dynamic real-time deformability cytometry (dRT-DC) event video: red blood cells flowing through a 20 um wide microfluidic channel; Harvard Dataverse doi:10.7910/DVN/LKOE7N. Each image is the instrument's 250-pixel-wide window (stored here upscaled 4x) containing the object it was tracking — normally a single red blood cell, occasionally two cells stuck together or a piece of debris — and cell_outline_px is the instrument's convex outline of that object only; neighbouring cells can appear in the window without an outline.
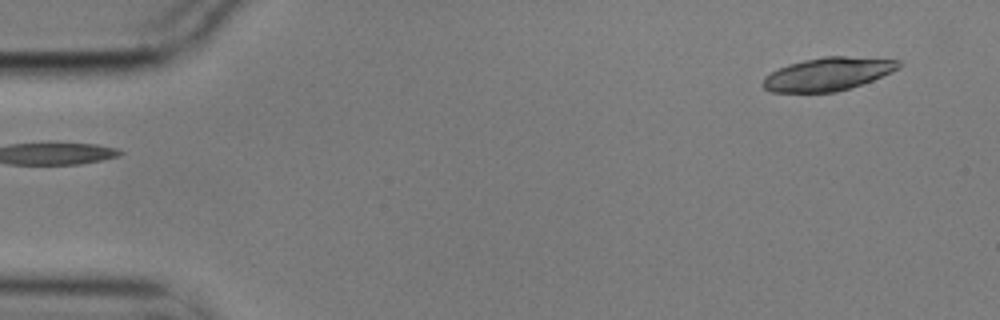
{"species": "common noctule bat (a hibernating species)", "species_latin": "Nyctalus noctula", "temperature_condition": "cold", "stored_images_in_passage": 5, "segment_of_instrument_passage": [2, 2], "camera_frame_rate_fps": 3000, "um_per_image_px": 0.085, "animal": {"sex": "male", "body_mass_g": 17.9}, "frame": {"image": 1, "passage_image": 5, "time_ms": 1.333, "image_size_px": [1000, 320], "cell_outline_px": [[904, 64], [900, 68], [892, 72], [872, 80], [836, 92], [768, 92], [760, 84], [764, 76], [788, 64], [804, 60], [824, 56], [844, 56], [900, 60]], "centroid_in_image_um": [70.36, 6.29], "position_along_channel_um": 14.6, "area_um2": 26.24}}